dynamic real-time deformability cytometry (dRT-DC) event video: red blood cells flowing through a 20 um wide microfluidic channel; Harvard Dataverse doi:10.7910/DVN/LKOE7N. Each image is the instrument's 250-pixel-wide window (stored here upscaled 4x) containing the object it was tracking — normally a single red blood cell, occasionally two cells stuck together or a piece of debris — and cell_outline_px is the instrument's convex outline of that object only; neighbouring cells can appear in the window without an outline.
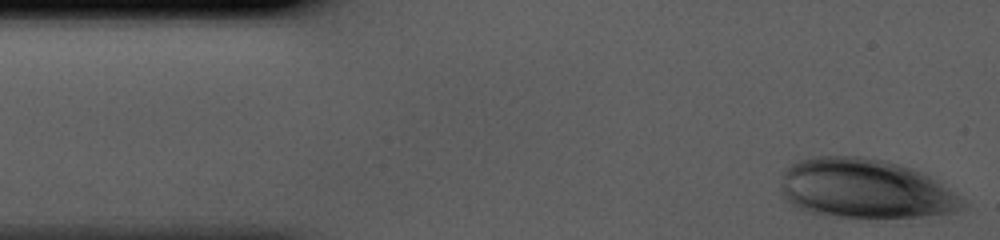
{"species": "human", "species_latin": "Homo sapiens", "temperature_condition": "cold", "stored_images_in_passage": 35, "camera_frame_rate_fps": 3000, "um_per_image_px": 0.085, "donor": {"sex": "male"}, "frame": {"image": 1, "passage_image": 1, "time_ms": 0.0, "image_size_px": [1000, 240], "cell_outline_px": [[968, 204], [964, 208], [952, 212], [920, 216], [824, 216], [808, 212], [796, 208], [784, 200], [780, 196], [780, 176], [784, 168], [796, 160], [816, 156], [860, 156], [884, 160], [912, 168], [928, 176], [964, 200]], "centroid_in_image_um": [73.4, 16.02], "position_along_channel_um": 11.6, "area_um2": 63.0}}
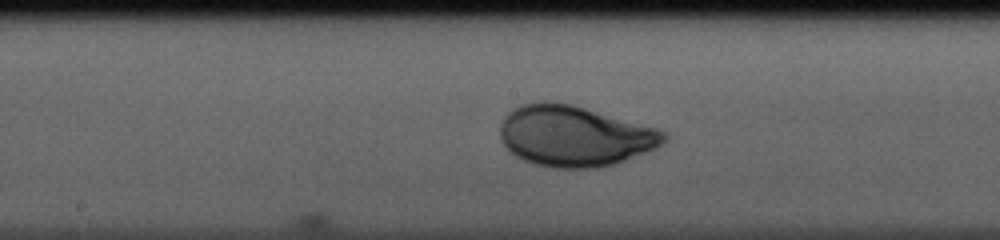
{"frame": {"image": 2, "passage_image": 20, "time_ms": 6.333, "image_size_px": [1000, 240], "cell_outline_px": [[668, 140], [644, 152], [624, 160], [612, 164], [596, 168], [552, 168], [536, 164], [524, 160], [516, 156], [500, 140], [500, 124], [504, 116], [508, 112], [524, 104], [572, 104], [656, 128], [668, 132]], "centroid_in_image_um": [48.83, 11.58], "position_along_channel_um": 199.4, "area_um2": 56.99}}
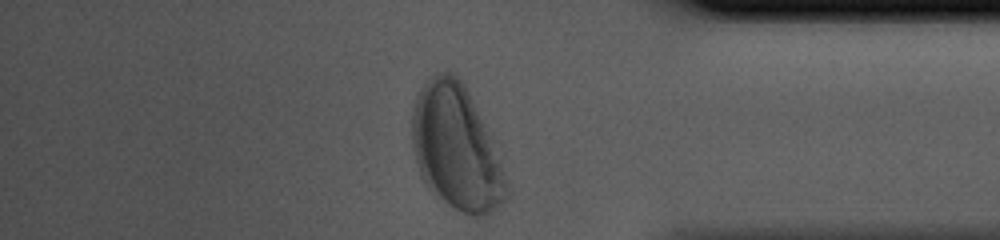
{"frame": {"image": 3, "passage_image": 35, "time_ms": 11.333, "image_size_px": [1000, 240], "cell_outline_px": [[512, 192], [508, 200], [484, 216], [472, 216], [460, 212], [452, 208], [432, 192], [424, 184], [420, 176], [416, 164], [412, 148], [412, 112], [416, 96], [420, 88], [432, 76], [440, 72], [452, 72], [464, 84], [484, 124], [500, 160]], "centroid_in_image_um": [38.78, 12.62], "position_along_channel_um": 396.4, "area_um2": 68.78}}